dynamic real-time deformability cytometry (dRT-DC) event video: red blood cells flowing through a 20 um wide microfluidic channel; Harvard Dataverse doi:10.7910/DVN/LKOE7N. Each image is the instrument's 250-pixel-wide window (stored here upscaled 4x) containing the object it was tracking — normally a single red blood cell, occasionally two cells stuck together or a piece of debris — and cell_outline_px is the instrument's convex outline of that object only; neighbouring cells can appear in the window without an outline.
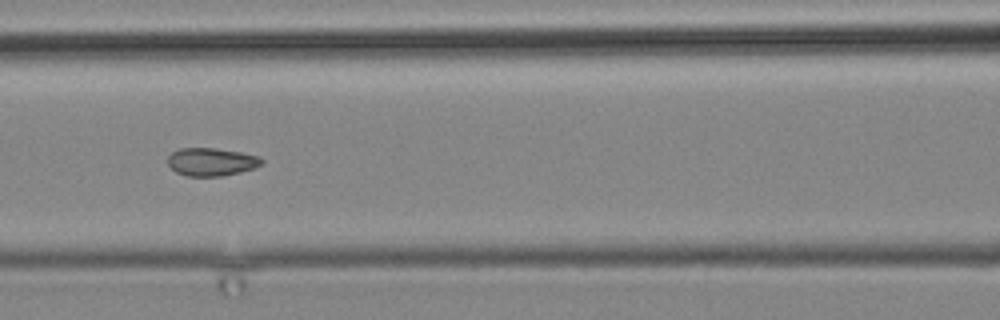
{"species": "common noctule bat (a hibernating species)", "species_latin": "Nyctalus noctula", "temperature_condition": "cold", "stored_images_in_passage": 22, "segment_of_instrument_passage": [1, 2], "camera_frame_rate_fps": 3000, "um_per_image_px": 0.085, "animal": {"sex": "male", "body_mass_g": 19.2, "forearm_length_mm": 51.8}, "frame": {"image": 1, "passage_image": 12, "time_ms": 14.667, "image_size_px": [1000, 320], "cell_outline_px": [[264, 160], [256, 168], [224, 176], [188, 176], [176, 172], [168, 164], [168, 156], [172, 152], [180, 148], [216, 148], [240, 152], [260, 156]], "centroid_in_image_um": [17.99, 13.75], "position_along_channel_um": 148.6, "area_um2": 15.37}}
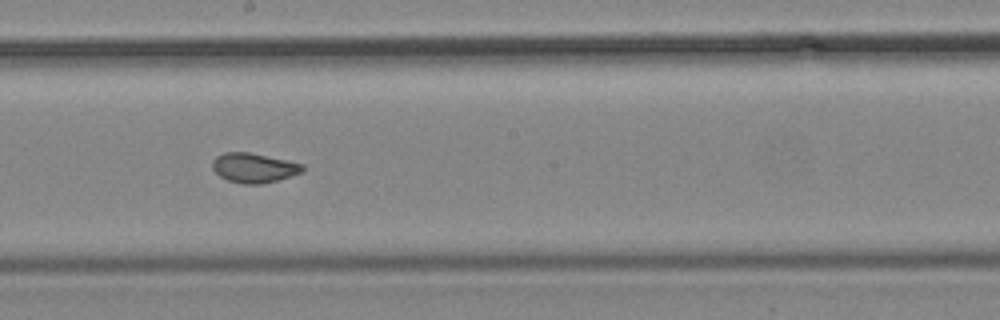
{"frame": {"image": 2, "passage_image": 14, "time_ms": 17.0, "image_size_px": [1000, 320], "cell_outline_px": [[304, 168], [300, 172], [276, 180], [260, 184], [244, 184], [228, 180], [220, 176], [212, 168], [212, 160], [216, 156], [224, 152], [248, 152], [288, 160], [304, 164]], "centroid_in_image_um": [21.54, 14.25], "position_along_channel_um": 226.7, "area_um2": 15.37}}
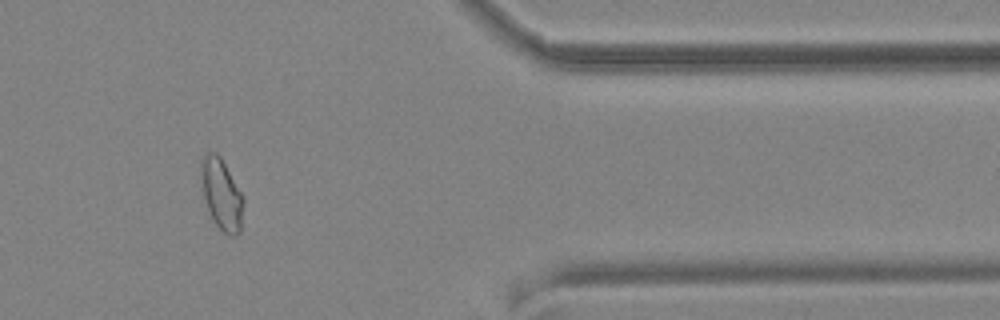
{"frame": {"image": 3, "passage_image": 19, "time_ms": 22.667, "image_size_px": [1000, 320], "cell_outline_px": [[244, 204], [240, 232], [236, 236], [228, 236], [216, 224], [208, 208], [204, 196], [200, 180], [200, 160], [204, 152], [216, 152], [220, 156], [244, 196]], "centroid_in_image_um": [18.83, 16.47], "position_along_channel_um": 392.6, "area_um2": 17.74}}